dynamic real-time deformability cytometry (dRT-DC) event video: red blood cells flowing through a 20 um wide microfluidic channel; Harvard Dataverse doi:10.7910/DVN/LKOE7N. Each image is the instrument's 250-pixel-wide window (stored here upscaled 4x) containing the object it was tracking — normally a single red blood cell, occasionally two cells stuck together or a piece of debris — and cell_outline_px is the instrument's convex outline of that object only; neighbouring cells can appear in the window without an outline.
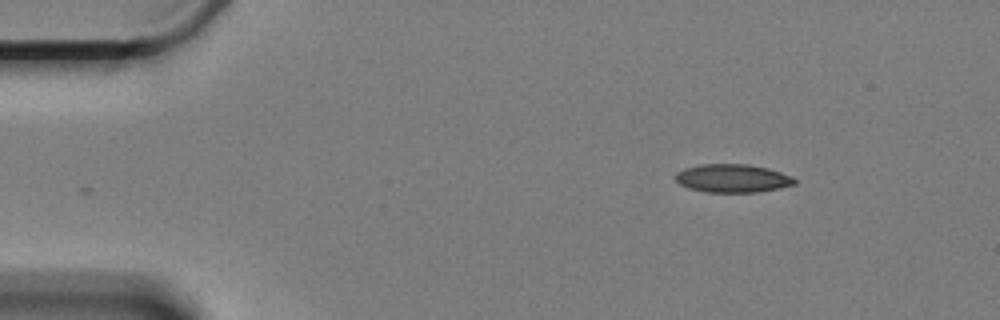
{"species": "Egyptian fruit bat (a non-hibernating species)", "species_latin": "Rousettus aegyptiacus", "temperature_condition": "cold", "stored_images_in_passage": 53, "camera_frame_rate_fps": 3000, "um_per_image_px": 0.085, "animal": {"sex": "female"}, "frame": {"image": 1, "passage_image": 1, "time_ms": 0.0, "image_size_px": [1000, 320], "cell_outline_px": [[796, 184], [780, 188], [756, 192], [704, 192], [688, 188], [680, 184], [676, 180], [676, 172], [684, 168], [700, 164], [748, 164], [768, 168], [792, 176], [796, 180]], "centroid_in_image_um": [62.26, 15.15], "position_along_channel_um": 22.7, "area_um2": 19.71}}
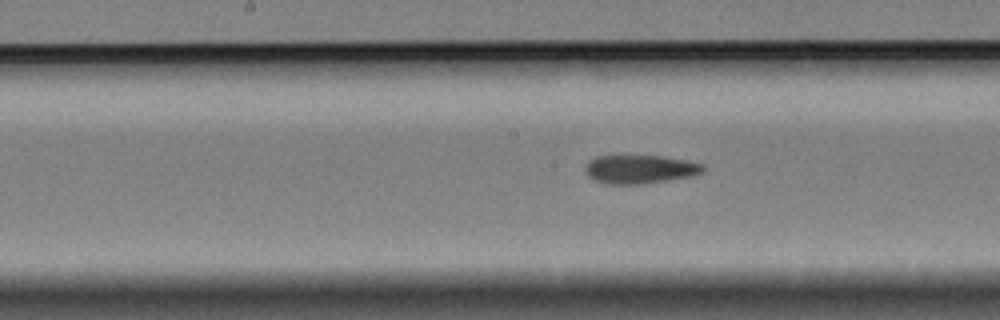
{"frame": {"image": 2, "passage_image": 23, "time_ms": 7.333, "image_size_px": [1000, 320], "cell_outline_px": [[704, 172], [692, 176], [644, 184], [604, 184], [592, 180], [584, 172], [584, 168], [588, 160], [596, 156], [664, 156], [688, 160], [704, 164]], "centroid_in_image_um": [54.37, 14.39], "position_along_channel_um": 193.8, "area_um2": 20.0}}
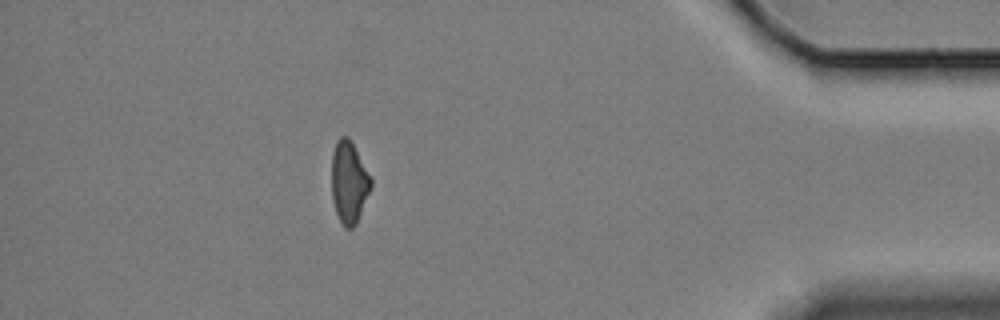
{"frame": {"image": 3, "passage_image": 46, "time_ms": 15.0, "image_size_px": [1000, 320], "cell_outline_px": [[372, 184], [356, 224], [352, 228], [344, 228], [336, 212], [332, 200], [332, 152], [336, 140], [340, 136], [348, 136], [372, 180]], "centroid_in_image_um": [29.64, 15.49], "position_along_channel_um": 405.6, "area_um2": 18.5}, "authors_computed_cell_mechanics": {"area_um2": 19.7676, "velocity_mm_per_s": 3.341, "shape_relaxation_time_tau1_ms": 7.4586, "shape_relaxation_time_tau2_ms": 2.8581, "deformation_change_tau1": 0.1732, "deformation_change_tau2": 0.1091}}